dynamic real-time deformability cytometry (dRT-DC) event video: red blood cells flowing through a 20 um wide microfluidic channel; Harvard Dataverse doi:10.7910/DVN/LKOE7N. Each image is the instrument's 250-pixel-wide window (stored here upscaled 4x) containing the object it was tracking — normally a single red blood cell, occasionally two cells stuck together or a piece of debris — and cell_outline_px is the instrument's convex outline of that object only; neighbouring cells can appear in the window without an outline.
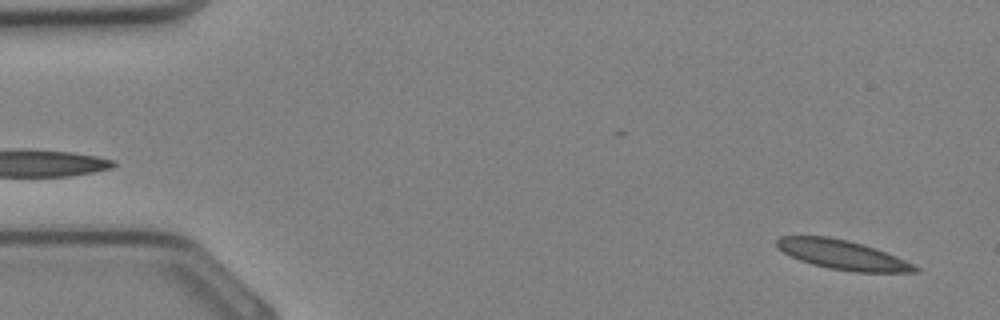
{"species": "Egyptian fruit bat (a non-hibernating species)", "species_latin": "Rousettus aegyptiacus", "temperature_condition": "cold", "stored_images_in_passage": 33, "camera_frame_rate_fps": 3000, "um_per_image_px": 0.085, "animal": {"sex": "female"}, "frame": {"image": 1, "passage_image": 1, "time_ms": 0.0, "image_size_px": [1000, 320], "cell_outline_px": [[920, 272], [856, 272], [828, 268], [812, 264], [800, 260], [776, 248], [776, 240], [780, 236], [828, 236], [848, 240], [864, 244], [876, 248], [916, 264], [920, 268]], "centroid_in_image_um": [71.65, 21.65], "position_along_channel_um": 13.4, "area_um2": 23.81}}
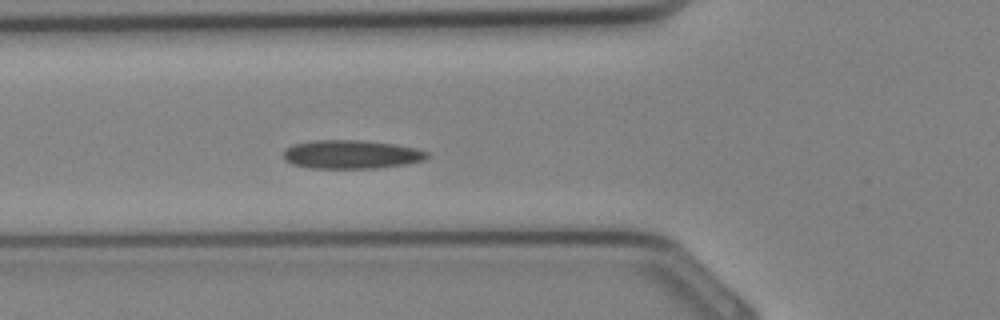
{"frame": {"image": 2, "passage_image": 11, "time_ms": 3.333, "image_size_px": [1000, 320], "cell_outline_px": [[428, 156], [424, 160], [404, 164], [376, 168], [312, 168], [292, 164], [284, 160], [284, 148], [292, 144], [312, 140], [360, 140], [392, 144], [416, 148], [428, 152]], "centroid_in_image_um": [29.81, 13.12], "position_along_channel_um": 96.0, "area_um2": 23.93}}
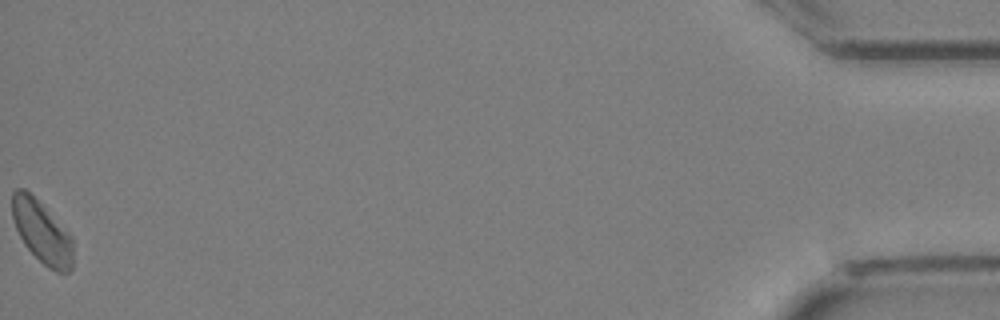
{"frame": {"image": 3, "passage_image": 33, "time_ms": 10.667, "image_size_px": [1000, 320], "cell_outline_px": [[72, 268], [68, 272], [56, 272], [48, 268], [24, 244], [16, 228], [12, 216], [12, 192], [16, 188], [24, 188], [72, 236]], "centroid_in_image_um": [3.55, 19.74], "position_along_channel_um": 431.7, "area_um2": 21.56}}